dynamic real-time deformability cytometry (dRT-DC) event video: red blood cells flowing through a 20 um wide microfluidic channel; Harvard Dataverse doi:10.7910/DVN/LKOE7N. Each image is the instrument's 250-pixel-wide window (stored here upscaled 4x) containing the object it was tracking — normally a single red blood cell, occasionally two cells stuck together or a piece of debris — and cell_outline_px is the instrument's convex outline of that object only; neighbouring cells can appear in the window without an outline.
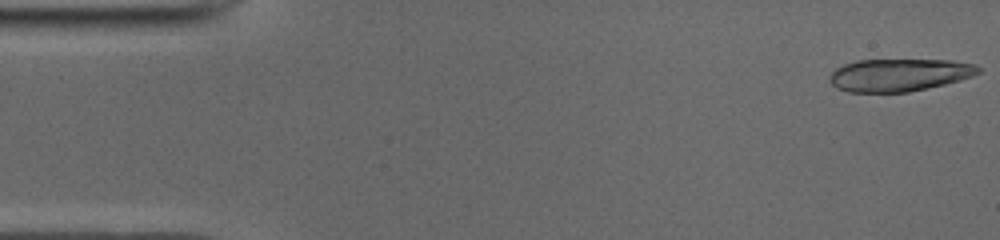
{"species": "common noctule bat (a hibernating species)", "species_latin": "Nyctalus noctula", "temperature_condition": "cold", "stored_images_in_passage": 11, "camera_frame_rate_fps": 3000, "um_per_image_px": 0.085, "animal": {"sex": "male", "body_mass_g": 19.0, "forearm_length_mm": 50.8}, "frame": {"image": 1, "passage_image": 1, "time_ms": 0.0, "image_size_px": [1000, 240], "cell_outline_px": [[980, 72], [972, 76], [960, 80], [944, 84], [908, 92], [848, 92], [836, 88], [828, 80], [832, 72], [836, 68], [844, 64], [856, 60], [948, 60], [976, 64], [980, 68]], "centroid_in_image_um": [76.41, 6.37], "position_along_channel_um": 8.6, "area_um2": 28.21}}